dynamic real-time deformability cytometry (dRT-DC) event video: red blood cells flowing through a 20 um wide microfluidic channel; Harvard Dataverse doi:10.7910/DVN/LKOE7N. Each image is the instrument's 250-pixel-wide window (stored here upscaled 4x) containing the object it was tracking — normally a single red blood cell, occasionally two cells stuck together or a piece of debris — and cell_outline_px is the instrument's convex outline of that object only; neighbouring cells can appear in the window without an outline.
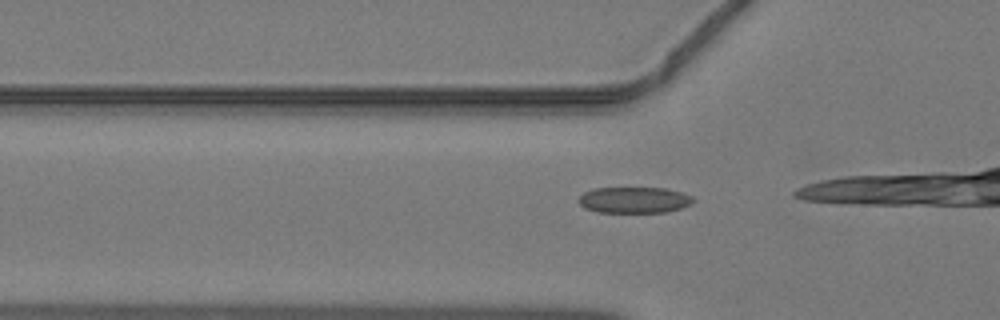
{"species": "common noctule bat (a hibernating species)", "species_latin": "Nyctalus noctula", "temperature_condition": "warm", "stored_images_in_passage": 13, "camera_frame_rate_fps": 3000, "um_per_image_px": 0.085, "animal": {"sex": "male", "body_mass_g": 19.2, "forearm_length_mm": 51.8}, "frame": {"image": 1, "passage_image": 9, "time_ms": 2.667, "image_size_px": [1000, 320], "cell_outline_px": [[696, 200], [692, 204], [668, 212], [596, 212], [584, 208], [576, 200], [584, 192], [596, 188], [664, 188], [680, 192], [692, 196]], "centroid_in_image_um": [53.9, 17.0], "position_along_channel_um": 71.9, "area_um2": 17.51}}
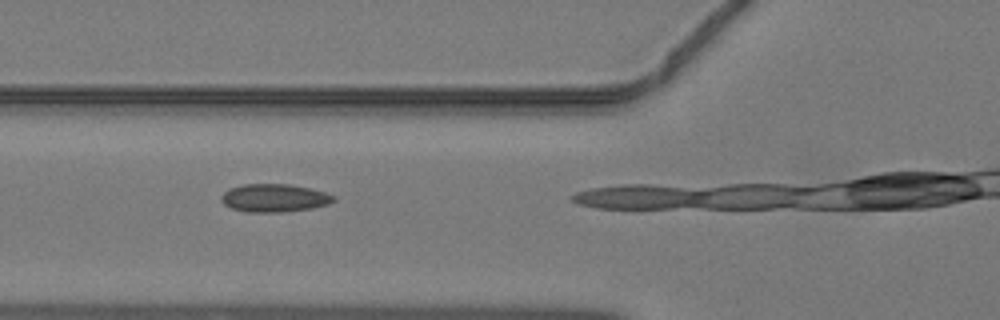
{"frame": {"image": 2, "passage_image": 11, "time_ms": 3.333, "image_size_px": [1000, 320], "cell_outline_px": [[336, 200], [328, 204], [312, 208], [284, 212], [244, 212], [232, 208], [224, 204], [220, 200], [220, 196], [228, 188], [244, 184], [288, 184], [312, 188], [336, 196]], "centroid_in_image_um": [23.31, 16.82], "position_along_channel_um": 102.5, "area_um2": 18.55}}